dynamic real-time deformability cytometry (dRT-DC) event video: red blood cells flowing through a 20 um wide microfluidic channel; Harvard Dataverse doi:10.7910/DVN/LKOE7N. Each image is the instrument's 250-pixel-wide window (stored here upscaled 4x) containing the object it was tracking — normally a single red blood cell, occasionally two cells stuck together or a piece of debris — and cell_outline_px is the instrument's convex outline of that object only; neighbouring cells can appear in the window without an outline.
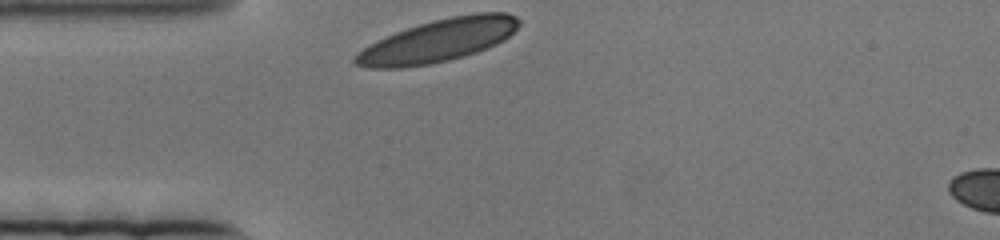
{"species": "human", "species_latin": "Homo sapiens", "temperature_condition": "cold", "stored_images_in_passage": 46, "camera_frame_rate_fps": 3000, "um_per_image_px": 0.085, "donor": {"sex": "female"}, "frame": {"image": 1, "passage_image": 1, "time_ms": 0.0, "image_size_px": [1000, 240], "cell_outline_px": [[520, 24], [504, 40], [488, 48], [464, 56], [448, 60], [428, 64], [400, 68], [368, 68], [356, 64], [352, 60], [352, 56], [356, 52], [396, 32], [432, 20], [452, 16], [476, 12], [508, 12], [516, 16], [520, 20]], "centroid_in_image_um": [37.27, 3.45], "position_along_channel_um": 47.7, "area_um2": 40.46}}
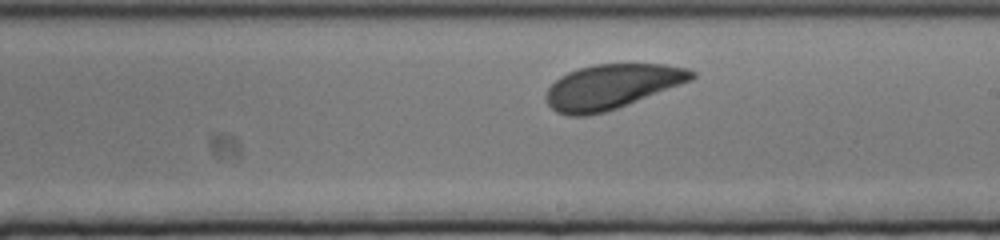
{"frame": {"image": 2, "passage_image": 27, "time_ms": 8.667, "image_size_px": [1000, 240], "cell_outline_px": [[696, 76], [692, 80], [616, 108], [604, 112], [588, 116], [568, 116], [556, 112], [548, 104], [544, 96], [548, 88], [560, 76], [568, 72], [592, 64], [664, 64], [688, 68], [696, 72]], "centroid_in_image_um": [51.97, 7.36], "position_along_channel_um": 237.0, "area_um2": 37.74}}
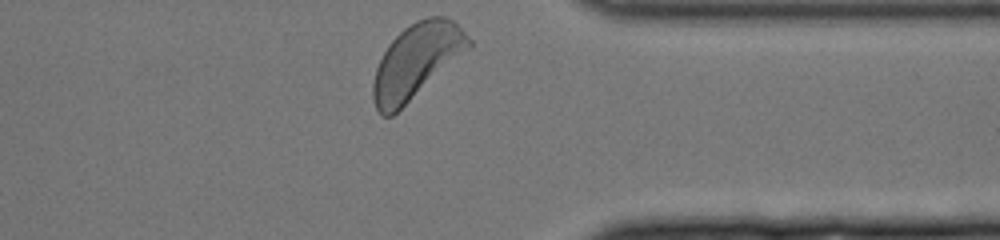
{"frame": {"image": 3, "passage_image": 46, "time_ms": 15.0, "image_size_px": [1000, 240], "cell_outline_px": [[472, 44], [468, 48], [392, 116], [380, 116], [372, 100], [372, 84], [376, 68], [388, 44], [404, 28], [416, 20], [428, 16], [444, 16], [452, 20], [472, 40]], "centroid_in_image_um": [35.34, 5.18], "position_along_channel_um": 376.1, "area_um2": 40.58}}